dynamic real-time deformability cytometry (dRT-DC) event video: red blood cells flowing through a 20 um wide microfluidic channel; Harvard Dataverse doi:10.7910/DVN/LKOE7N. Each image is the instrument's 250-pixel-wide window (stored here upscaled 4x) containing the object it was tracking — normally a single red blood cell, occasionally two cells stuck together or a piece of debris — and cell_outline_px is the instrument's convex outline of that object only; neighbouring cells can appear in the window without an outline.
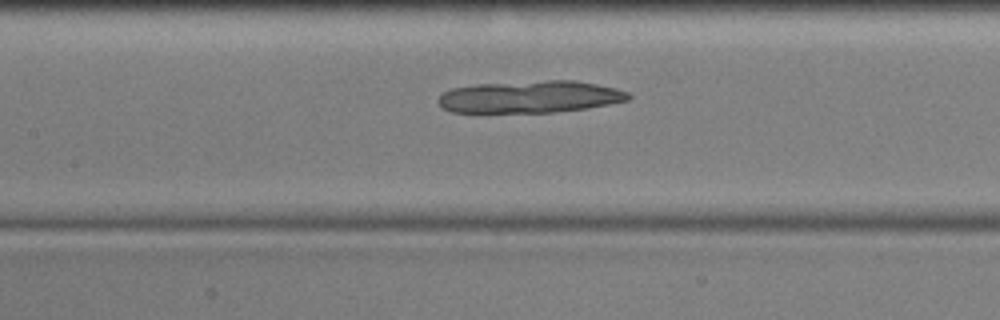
{"species": "common noctule bat (a hibernating species)", "species_latin": "Nyctalus noctula", "temperature_condition": "cold", "stored_images_in_passage": 53, "camera_frame_rate_fps": 3000, "um_per_image_px": 0.085, "animal": {"sex": "male", "body_mass_g": 17.9, "forearm_length_mm": 54.2}, "frame": {"image": 1, "passage_image": 23, "time_ms": 7.333, "image_size_px": [1000, 320], "cell_outline_px": [[632, 96], [628, 100], [588, 108], [552, 112], [480, 116], [452, 112], [444, 108], [436, 100], [444, 92], [452, 88], [476, 84], [548, 80], [576, 80], [616, 88], [628, 92]], "centroid_in_image_um": [44.95, 8.28], "position_along_channel_um": 162.4, "area_um2": 36.93}}
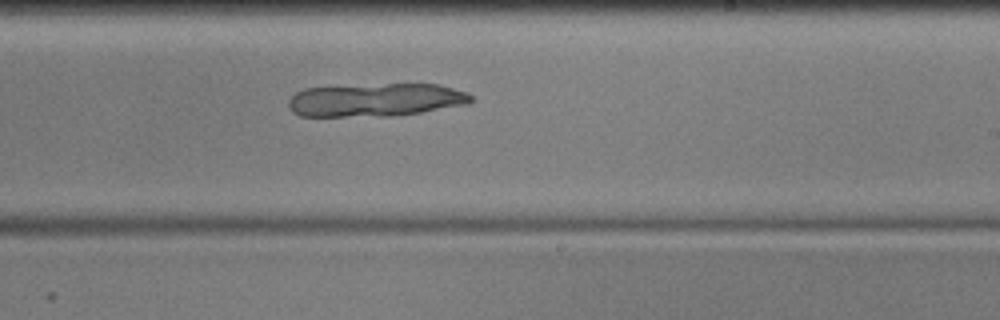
{"frame": {"image": 2, "passage_image": 31, "time_ms": 10.0, "image_size_px": [1000, 320], "cell_outline_px": [[476, 100], [468, 104], [420, 112], [388, 116], [300, 116], [292, 112], [288, 104], [288, 100], [296, 92], [304, 88], [388, 84], [440, 84], [468, 92]], "centroid_in_image_um": [31.96, 8.49], "position_along_channel_um": 257.0, "area_um2": 35.32}}
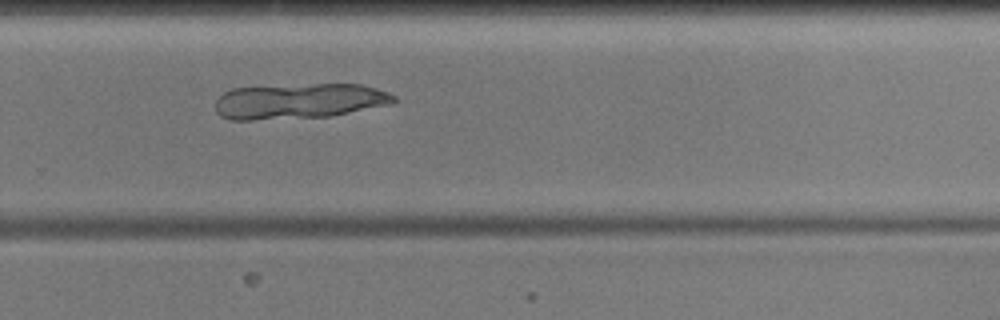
{"frame": {"image": 3, "passage_image": 35, "time_ms": 11.333, "image_size_px": [1000, 320], "cell_outline_px": [[396, 100], [392, 104], [332, 116], [252, 120], [228, 120], [220, 116], [216, 112], [216, 100], [224, 92], [232, 88], [316, 84], [360, 84], [376, 88], [388, 92], [396, 96]], "centroid_in_image_um": [25.43, 8.6], "position_along_channel_um": 304.4, "area_um2": 36.93}}